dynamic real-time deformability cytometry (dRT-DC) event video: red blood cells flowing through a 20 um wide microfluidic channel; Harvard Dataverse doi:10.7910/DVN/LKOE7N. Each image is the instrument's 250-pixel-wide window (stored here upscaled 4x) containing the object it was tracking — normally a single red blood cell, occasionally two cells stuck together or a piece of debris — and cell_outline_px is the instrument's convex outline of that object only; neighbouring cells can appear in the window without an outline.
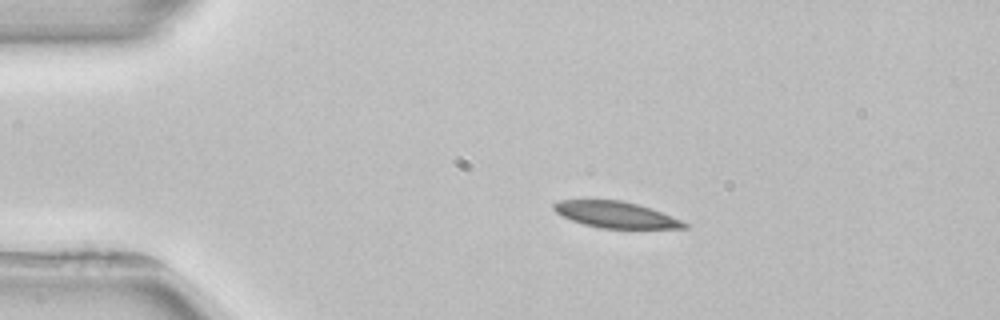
{"species": "common noctule bat (a hibernating species)", "species_latin": "Nyctalus noctula", "temperature_condition": "room temperature", "stored_images_in_passage": 2, "camera_frame_rate_fps": 3000, "um_per_image_px": 0.085, "animal": {"sex": "female", "body_mass_g": 22.7, "forearm_length_mm": 54.2}, "frame": {"image": 1, "passage_image": 1, "time_ms": 0.0, "image_size_px": [1000, 320], "cell_outline_px": [[688, 228], [600, 228], [584, 224], [572, 220], [556, 212], [552, 208], [552, 204], [560, 200], [620, 200], [636, 204], [660, 212], [680, 220], [688, 224]], "centroid_in_image_um": [52.3, 18.25], "position_along_channel_um": 32.7, "area_um2": 19.54}}